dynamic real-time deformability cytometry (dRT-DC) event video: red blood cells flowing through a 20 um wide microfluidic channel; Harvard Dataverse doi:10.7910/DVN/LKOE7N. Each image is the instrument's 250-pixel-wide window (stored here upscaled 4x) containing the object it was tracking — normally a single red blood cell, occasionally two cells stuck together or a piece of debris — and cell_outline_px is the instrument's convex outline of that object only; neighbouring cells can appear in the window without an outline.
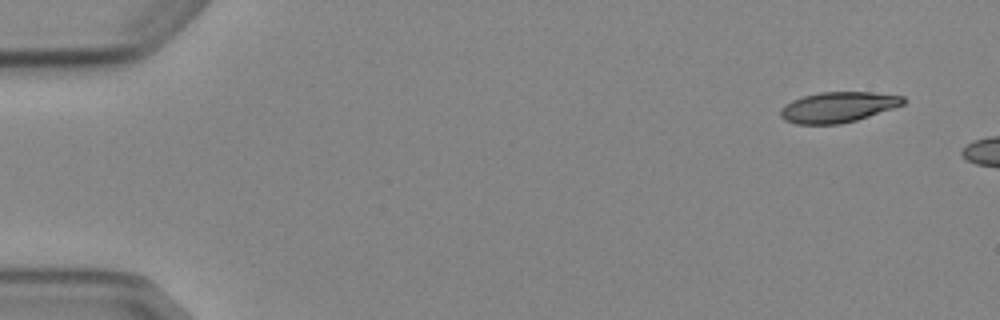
{"species": "Egyptian fruit bat (a non-hibernating species)", "species_latin": "Rousettus aegyptiacus", "temperature_condition": "cold", "stored_images_in_passage": 2, "camera_frame_rate_fps": 3000, "um_per_image_px": 0.085, "animal": {"sex": "female"}, "frame": {"image": 1, "passage_image": 1, "time_ms": 0.0, "image_size_px": [1000, 320], "cell_outline_px": [[908, 100], [904, 104], [856, 120], [840, 124], [796, 124], [784, 120], [780, 116], [780, 108], [784, 104], [792, 100], [804, 96], [820, 92], [872, 92], [904, 96]], "centroid_in_image_um": [71.21, 9.1], "position_along_channel_um": 13.8, "area_um2": 21.85}}